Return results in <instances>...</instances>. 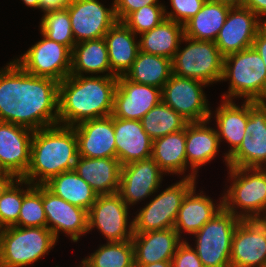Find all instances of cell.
<instances>
[{
	"label": "cell",
	"instance_id": "cell-1",
	"mask_svg": "<svg viewBox=\"0 0 266 267\" xmlns=\"http://www.w3.org/2000/svg\"><path fill=\"white\" fill-rule=\"evenodd\" d=\"M59 82L34 76L14 60L0 70V121L33 131L59 124Z\"/></svg>",
	"mask_w": 266,
	"mask_h": 267
},
{
	"label": "cell",
	"instance_id": "cell-2",
	"mask_svg": "<svg viewBox=\"0 0 266 267\" xmlns=\"http://www.w3.org/2000/svg\"><path fill=\"white\" fill-rule=\"evenodd\" d=\"M117 81V76H67L59 82V124L74 126L112 115Z\"/></svg>",
	"mask_w": 266,
	"mask_h": 267
},
{
	"label": "cell",
	"instance_id": "cell-3",
	"mask_svg": "<svg viewBox=\"0 0 266 267\" xmlns=\"http://www.w3.org/2000/svg\"><path fill=\"white\" fill-rule=\"evenodd\" d=\"M78 156V141L72 126L56 124L35 130L30 163L22 179L32 185H44L52 177L74 170Z\"/></svg>",
	"mask_w": 266,
	"mask_h": 267
},
{
	"label": "cell",
	"instance_id": "cell-4",
	"mask_svg": "<svg viewBox=\"0 0 266 267\" xmlns=\"http://www.w3.org/2000/svg\"><path fill=\"white\" fill-rule=\"evenodd\" d=\"M227 79L230 85L227 94L222 95L224 100L243 97L246 101L266 102V68L253 46L224 57L221 81Z\"/></svg>",
	"mask_w": 266,
	"mask_h": 267
},
{
	"label": "cell",
	"instance_id": "cell-5",
	"mask_svg": "<svg viewBox=\"0 0 266 267\" xmlns=\"http://www.w3.org/2000/svg\"><path fill=\"white\" fill-rule=\"evenodd\" d=\"M228 169L232 184L222 197L223 207L240 219H266V168Z\"/></svg>",
	"mask_w": 266,
	"mask_h": 267
},
{
	"label": "cell",
	"instance_id": "cell-6",
	"mask_svg": "<svg viewBox=\"0 0 266 267\" xmlns=\"http://www.w3.org/2000/svg\"><path fill=\"white\" fill-rule=\"evenodd\" d=\"M57 239L47 227L0 229V267H24L48 254Z\"/></svg>",
	"mask_w": 266,
	"mask_h": 267
},
{
	"label": "cell",
	"instance_id": "cell-7",
	"mask_svg": "<svg viewBox=\"0 0 266 267\" xmlns=\"http://www.w3.org/2000/svg\"><path fill=\"white\" fill-rule=\"evenodd\" d=\"M187 42L179 48L172 59L173 74L201 81L205 84L220 82L223 74L224 56L214 41L194 40L183 37Z\"/></svg>",
	"mask_w": 266,
	"mask_h": 267
},
{
	"label": "cell",
	"instance_id": "cell-8",
	"mask_svg": "<svg viewBox=\"0 0 266 267\" xmlns=\"http://www.w3.org/2000/svg\"><path fill=\"white\" fill-rule=\"evenodd\" d=\"M240 220L223 207L194 234L193 249L204 267H231L232 238Z\"/></svg>",
	"mask_w": 266,
	"mask_h": 267
},
{
	"label": "cell",
	"instance_id": "cell-9",
	"mask_svg": "<svg viewBox=\"0 0 266 267\" xmlns=\"http://www.w3.org/2000/svg\"><path fill=\"white\" fill-rule=\"evenodd\" d=\"M184 177L140 209L133 219L134 233L174 228L183 199L196 184V179Z\"/></svg>",
	"mask_w": 266,
	"mask_h": 267
},
{
	"label": "cell",
	"instance_id": "cell-10",
	"mask_svg": "<svg viewBox=\"0 0 266 267\" xmlns=\"http://www.w3.org/2000/svg\"><path fill=\"white\" fill-rule=\"evenodd\" d=\"M128 209L118 192L98 195L88 210V232L97 228L107 242L132 240L134 225L133 220L128 225Z\"/></svg>",
	"mask_w": 266,
	"mask_h": 267
},
{
	"label": "cell",
	"instance_id": "cell-11",
	"mask_svg": "<svg viewBox=\"0 0 266 267\" xmlns=\"http://www.w3.org/2000/svg\"><path fill=\"white\" fill-rule=\"evenodd\" d=\"M32 45L21 57L14 61L26 72L34 76L48 77L58 82L70 75L72 50L45 37Z\"/></svg>",
	"mask_w": 266,
	"mask_h": 267
},
{
	"label": "cell",
	"instance_id": "cell-12",
	"mask_svg": "<svg viewBox=\"0 0 266 267\" xmlns=\"http://www.w3.org/2000/svg\"><path fill=\"white\" fill-rule=\"evenodd\" d=\"M207 84L174 74L161 89L162 102L171 107L188 122L211 119L212 110L203 91Z\"/></svg>",
	"mask_w": 266,
	"mask_h": 267
},
{
	"label": "cell",
	"instance_id": "cell-13",
	"mask_svg": "<svg viewBox=\"0 0 266 267\" xmlns=\"http://www.w3.org/2000/svg\"><path fill=\"white\" fill-rule=\"evenodd\" d=\"M228 167L266 168V102L248 101L245 136Z\"/></svg>",
	"mask_w": 266,
	"mask_h": 267
},
{
	"label": "cell",
	"instance_id": "cell-14",
	"mask_svg": "<svg viewBox=\"0 0 266 267\" xmlns=\"http://www.w3.org/2000/svg\"><path fill=\"white\" fill-rule=\"evenodd\" d=\"M67 10L76 44L103 38L117 22L114 3L105 8L98 0H72Z\"/></svg>",
	"mask_w": 266,
	"mask_h": 267
},
{
	"label": "cell",
	"instance_id": "cell-15",
	"mask_svg": "<svg viewBox=\"0 0 266 267\" xmlns=\"http://www.w3.org/2000/svg\"><path fill=\"white\" fill-rule=\"evenodd\" d=\"M231 267H264L266 219H241L232 238Z\"/></svg>",
	"mask_w": 266,
	"mask_h": 267
},
{
	"label": "cell",
	"instance_id": "cell-16",
	"mask_svg": "<svg viewBox=\"0 0 266 267\" xmlns=\"http://www.w3.org/2000/svg\"><path fill=\"white\" fill-rule=\"evenodd\" d=\"M264 24L250 9L231 7L215 44L224 57L245 50L252 47L257 32Z\"/></svg>",
	"mask_w": 266,
	"mask_h": 267
},
{
	"label": "cell",
	"instance_id": "cell-17",
	"mask_svg": "<svg viewBox=\"0 0 266 267\" xmlns=\"http://www.w3.org/2000/svg\"><path fill=\"white\" fill-rule=\"evenodd\" d=\"M161 101L160 88L135 83L122 75L118 77L114 92L112 116L127 120H141Z\"/></svg>",
	"mask_w": 266,
	"mask_h": 267
},
{
	"label": "cell",
	"instance_id": "cell-18",
	"mask_svg": "<svg viewBox=\"0 0 266 267\" xmlns=\"http://www.w3.org/2000/svg\"><path fill=\"white\" fill-rule=\"evenodd\" d=\"M163 174L152 158L126 164L121 167L118 193L128 206H133L158 192Z\"/></svg>",
	"mask_w": 266,
	"mask_h": 267
},
{
	"label": "cell",
	"instance_id": "cell-19",
	"mask_svg": "<svg viewBox=\"0 0 266 267\" xmlns=\"http://www.w3.org/2000/svg\"><path fill=\"white\" fill-rule=\"evenodd\" d=\"M43 208L47 228L57 240L60 231L70 236L73 242H77L81 235L88 233V212L56 196L45 185H43Z\"/></svg>",
	"mask_w": 266,
	"mask_h": 267
},
{
	"label": "cell",
	"instance_id": "cell-20",
	"mask_svg": "<svg viewBox=\"0 0 266 267\" xmlns=\"http://www.w3.org/2000/svg\"><path fill=\"white\" fill-rule=\"evenodd\" d=\"M34 131L21 125L0 121V167L22 179L30 163Z\"/></svg>",
	"mask_w": 266,
	"mask_h": 267
},
{
	"label": "cell",
	"instance_id": "cell-21",
	"mask_svg": "<svg viewBox=\"0 0 266 267\" xmlns=\"http://www.w3.org/2000/svg\"><path fill=\"white\" fill-rule=\"evenodd\" d=\"M78 155L86 158H117L113 116L89 119L74 126Z\"/></svg>",
	"mask_w": 266,
	"mask_h": 267
},
{
	"label": "cell",
	"instance_id": "cell-22",
	"mask_svg": "<svg viewBox=\"0 0 266 267\" xmlns=\"http://www.w3.org/2000/svg\"><path fill=\"white\" fill-rule=\"evenodd\" d=\"M113 127L121 166L151 158L153 140L144 131L141 120L113 117Z\"/></svg>",
	"mask_w": 266,
	"mask_h": 267
},
{
	"label": "cell",
	"instance_id": "cell-23",
	"mask_svg": "<svg viewBox=\"0 0 266 267\" xmlns=\"http://www.w3.org/2000/svg\"><path fill=\"white\" fill-rule=\"evenodd\" d=\"M174 228L134 233L135 265H146L160 261H171L178 246L184 241Z\"/></svg>",
	"mask_w": 266,
	"mask_h": 267
},
{
	"label": "cell",
	"instance_id": "cell-24",
	"mask_svg": "<svg viewBox=\"0 0 266 267\" xmlns=\"http://www.w3.org/2000/svg\"><path fill=\"white\" fill-rule=\"evenodd\" d=\"M209 122L210 119L186 125V158L192 170L186 177L196 179L198 168L213 160L219 152V137L216 129L206 126Z\"/></svg>",
	"mask_w": 266,
	"mask_h": 267
},
{
	"label": "cell",
	"instance_id": "cell-25",
	"mask_svg": "<svg viewBox=\"0 0 266 267\" xmlns=\"http://www.w3.org/2000/svg\"><path fill=\"white\" fill-rule=\"evenodd\" d=\"M121 167L117 158L78 156L74 170L98 195H105L119 191Z\"/></svg>",
	"mask_w": 266,
	"mask_h": 267
},
{
	"label": "cell",
	"instance_id": "cell-26",
	"mask_svg": "<svg viewBox=\"0 0 266 267\" xmlns=\"http://www.w3.org/2000/svg\"><path fill=\"white\" fill-rule=\"evenodd\" d=\"M194 186L184 197L175 220L174 229L181 237L182 230L194 235L223 208V199L215 205L212 198L195 192Z\"/></svg>",
	"mask_w": 266,
	"mask_h": 267
},
{
	"label": "cell",
	"instance_id": "cell-27",
	"mask_svg": "<svg viewBox=\"0 0 266 267\" xmlns=\"http://www.w3.org/2000/svg\"><path fill=\"white\" fill-rule=\"evenodd\" d=\"M241 107L233 100H224L215 111L217 123V135L219 142L222 138L230 144L228 153H224V161L228 167V158L239 148L245 136V128L248 121V101L244 100Z\"/></svg>",
	"mask_w": 266,
	"mask_h": 267
},
{
	"label": "cell",
	"instance_id": "cell-28",
	"mask_svg": "<svg viewBox=\"0 0 266 267\" xmlns=\"http://www.w3.org/2000/svg\"><path fill=\"white\" fill-rule=\"evenodd\" d=\"M123 22L117 21L104 36L111 71L122 76L131 68L139 52V41Z\"/></svg>",
	"mask_w": 266,
	"mask_h": 267
},
{
	"label": "cell",
	"instance_id": "cell-29",
	"mask_svg": "<svg viewBox=\"0 0 266 267\" xmlns=\"http://www.w3.org/2000/svg\"><path fill=\"white\" fill-rule=\"evenodd\" d=\"M231 7L221 1L206 0L201 10L184 25V36L215 42Z\"/></svg>",
	"mask_w": 266,
	"mask_h": 267
},
{
	"label": "cell",
	"instance_id": "cell-30",
	"mask_svg": "<svg viewBox=\"0 0 266 267\" xmlns=\"http://www.w3.org/2000/svg\"><path fill=\"white\" fill-rule=\"evenodd\" d=\"M85 73H91L92 76L99 73H104L105 76H116L110 68L104 37L75 44L72 50L70 75L83 76Z\"/></svg>",
	"mask_w": 266,
	"mask_h": 267
},
{
	"label": "cell",
	"instance_id": "cell-31",
	"mask_svg": "<svg viewBox=\"0 0 266 267\" xmlns=\"http://www.w3.org/2000/svg\"><path fill=\"white\" fill-rule=\"evenodd\" d=\"M139 36V51L172 60L179 45L183 43L184 25L166 18L158 26Z\"/></svg>",
	"mask_w": 266,
	"mask_h": 267
},
{
	"label": "cell",
	"instance_id": "cell-32",
	"mask_svg": "<svg viewBox=\"0 0 266 267\" xmlns=\"http://www.w3.org/2000/svg\"><path fill=\"white\" fill-rule=\"evenodd\" d=\"M151 158L166 173L183 174L187 170L186 126L153 140Z\"/></svg>",
	"mask_w": 266,
	"mask_h": 267
},
{
	"label": "cell",
	"instance_id": "cell-33",
	"mask_svg": "<svg viewBox=\"0 0 266 267\" xmlns=\"http://www.w3.org/2000/svg\"><path fill=\"white\" fill-rule=\"evenodd\" d=\"M51 192L70 204L87 212L96 201L98 194L75 170L62 172L44 184Z\"/></svg>",
	"mask_w": 266,
	"mask_h": 267
},
{
	"label": "cell",
	"instance_id": "cell-34",
	"mask_svg": "<svg viewBox=\"0 0 266 267\" xmlns=\"http://www.w3.org/2000/svg\"><path fill=\"white\" fill-rule=\"evenodd\" d=\"M172 74L171 59L139 51L131 68L124 76L135 83L162 89Z\"/></svg>",
	"mask_w": 266,
	"mask_h": 267
},
{
	"label": "cell",
	"instance_id": "cell-35",
	"mask_svg": "<svg viewBox=\"0 0 266 267\" xmlns=\"http://www.w3.org/2000/svg\"><path fill=\"white\" fill-rule=\"evenodd\" d=\"M80 265L82 267H135L133 242L132 240L107 242L84 258Z\"/></svg>",
	"mask_w": 266,
	"mask_h": 267
},
{
	"label": "cell",
	"instance_id": "cell-36",
	"mask_svg": "<svg viewBox=\"0 0 266 267\" xmlns=\"http://www.w3.org/2000/svg\"><path fill=\"white\" fill-rule=\"evenodd\" d=\"M141 123L154 140L184 129L188 121L161 101L142 117Z\"/></svg>",
	"mask_w": 266,
	"mask_h": 267
},
{
	"label": "cell",
	"instance_id": "cell-37",
	"mask_svg": "<svg viewBox=\"0 0 266 267\" xmlns=\"http://www.w3.org/2000/svg\"><path fill=\"white\" fill-rule=\"evenodd\" d=\"M23 201L16 227H47V219L43 208V185H32L25 180Z\"/></svg>",
	"mask_w": 266,
	"mask_h": 267
},
{
	"label": "cell",
	"instance_id": "cell-38",
	"mask_svg": "<svg viewBox=\"0 0 266 267\" xmlns=\"http://www.w3.org/2000/svg\"><path fill=\"white\" fill-rule=\"evenodd\" d=\"M40 30L48 39L71 50L76 44L67 8L45 13L40 21Z\"/></svg>",
	"mask_w": 266,
	"mask_h": 267
},
{
	"label": "cell",
	"instance_id": "cell-39",
	"mask_svg": "<svg viewBox=\"0 0 266 267\" xmlns=\"http://www.w3.org/2000/svg\"><path fill=\"white\" fill-rule=\"evenodd\" d=\"M25 180L17 178L0 197V229L14 226L18 222L23 201Z\"/></svg>",
	"mask_w": 266,
	"mask_h": 267
},
{
	"label": "cell",
	"instance_id": "cell-40",
	"mask_svg": "<svg viewBox=\"0 0 266 267\" xmlns=\"http://www.w3.org/2000/svg\"><path fill=\"white\" fill-rule=\"evenodd\" d=\"M164 19V5H147L132 12L123 23L136 35L152 30Z\"/></svg>",
	"mask_w": 266,
	"mask_h": 267
},
{
	"label": "cell",
	"instance_id": "cell-41",
	"mask_svg": "<svg viewBox=\"0 0 266 267\" xmlns=\"http://www.w3.org/2000/svg\"><path fill=\"white\" fill-rule=\"evenodd\" d=\"M206 0H170L173 11L167 12L166 18L185 25L202 8Z\"/></svg>",
	"mask_w": 266,
	"mask_h": 267
},
{
	"label": "cell",
	"instance_id": "cell-42",
	"mask_svg": "<svg viewBox=\"0 0 266 267\" xmlns=\"http://www.w3.org/2000/svg\"><path fill=\"white\" fill-rule=\"evenodd\" d=\"M171 267H204L196 251L184 240L171 260Z\"/></svg>",
	"mask_w": 266,
	"mask_h": 267
},
{
	"label": "cell",
	"instance_id": "cell-43",
	"mask_svg": "<svg viewBox=\"0 0 266 267\" xmlns=\"http://www.w3.org/2000/svg\"><path fill=\"white\" fill-rule=\"evenodd\" d=\"M159 0H113L117 21L123 22L132 12L147 5H163Z\"/></svg>",
	"mask_w": 266,
	"mask_h": 267
},
{
	"label": "cell",
	"instance_id": "cell-44",
	"mask_svg": "<svg viewBox=\"0 0 266 267\" xmlns=\"http://www.w3.org/2000/svg\"><path fill=\"white\" fill-rule=\"evenodd\" d=\"M252 46L261 56L266 68V24H264L257 32Z\"/></svg>",
	"mask_w": 266,
	"mask_h": 267
},
{
	"label": "cell",
	"instance_id": "cell-45",
	"mask_svg": "<svg viewBox=\"0 0 266 267\" xmlns=\"http://www.w3.org/2000/svg\"><path fill=\"white\" fill-rule=\"evenodd\" d=\"M72 0H40V9L45 13L67 8Z\"/></svg>",
	"mask_w": 266,
	"mask_h": 267
},
{
	"label": "cell",
	"instance_id": "cell-46",
	"mask_svg": "<svg viewBox=\"0 0 266 267\" xmlns=\"http://www.w3.org/2000/svg\"><path fill=\"white\" fill-rule=\"evenodd\" d=\"M243 7L253 11L264 23L266 19H262V16L266 17V0H245Z\"/></svg>",
	"mask_w": 266,
	"mask_h": 267
},
{
	"label": "cell",
	"instance_id": "cell-47",
	"mask_svg": "<svg viewBox=\"0 0 266 267\" xmlns=\"http://www.w3.org/2000/svg\"><path fill=\"white\" fill-rule=\"evenodd\" d=\"M17 178L9 172H0V197Z\"/></svg>",
	"mask_w": 266,
	"mask_h": 267
},
{
	"label": "cell",
	"instance_id": "cell-48",
	"mask_svg": "<svg viewBox=\"0 0 266 267\" xmlns=\"http://www.w3.org/2000/svg\"><path fill=\"white\" fill-rule=\"evenodd\" d=\"M135 267H171V261H160L146 265H135Z\"/></svg>",
	"mask_w": 266,
	"mask_h": 267
},
{
	"label": "cell",
	"instance_id": "cell-49",
	"mask_svg": "<svg viewBox=\"0 0 266 267\" xmlns=\"http://www.w3.org/2000/svg\"><path fill=\"white\" fill-rule=\"evenodd\" d=\"M216 1H221L224 2L225 4H228L232 7L234 6H243L245 0H216Z\"/></svg>",
	"mask_w": 266,
	"mask_h": 267
},
{
	"label": "cell",
	"instance_id": "cell-50",
	"mask_svg": "<svg viewBox=\"0 0 266 267\" xmlns=\"http://www.w3.org/2000/svg\"><path fill=\"white\" fill-rule=\"evenodd\" d=\"M28 7L40 9V0H22Z\"/></svg>",
	"mask_w": 266,
	"mask_h": 267
}]
</instances>
